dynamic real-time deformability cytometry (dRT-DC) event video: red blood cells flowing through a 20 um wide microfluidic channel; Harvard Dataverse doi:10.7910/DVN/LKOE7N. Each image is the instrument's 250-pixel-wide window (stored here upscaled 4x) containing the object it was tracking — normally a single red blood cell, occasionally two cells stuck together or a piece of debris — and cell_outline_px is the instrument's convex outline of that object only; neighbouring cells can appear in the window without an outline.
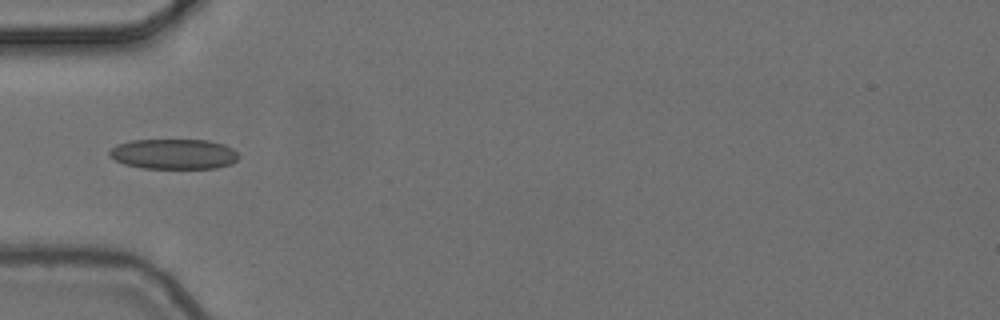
{"species": "common noctule bat (a hibernating species)", "species_latin": "Nyctalus noctula", "temperature_condition": "cold", "stored_images_in_passage": 2, "camera_frame_rate_fps": 3000, "um_per_image_px": 0.085, "animal": {"sex": "female", "body_mass_g": 24.6, "forearm_length_mm": 56.2}, "frame": {"image": 1, "passage_image": 2, "time_ms": 0.333, "image_size_px": [1000, 320], "cell_outline_px": [[240, 156], [236, 160], [228, 164], [216, 168], [144, 168], [124, 164], [108, 156], [108, 152], [116, 144], [132, 140], [208, 140], [224, 144], [232, 148]], "centroid_in_image_um": [14.75, 13.08], "position_along_channel_um": 70.3, "area_um2": 22.72}}